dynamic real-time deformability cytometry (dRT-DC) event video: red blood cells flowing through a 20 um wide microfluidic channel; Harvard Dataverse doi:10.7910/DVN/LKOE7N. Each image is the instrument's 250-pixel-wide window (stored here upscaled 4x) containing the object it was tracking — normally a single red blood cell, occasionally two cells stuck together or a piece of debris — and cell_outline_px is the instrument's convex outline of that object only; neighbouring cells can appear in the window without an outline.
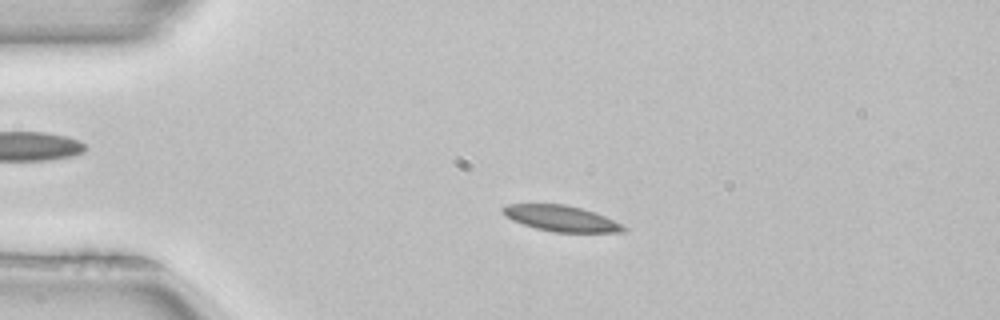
{"species": "common noctule bat (a hibernating species)", "species_latin": "Nyctalus noctula", "temperature_condition": "room temperature", "stored_images_in_passage": 44, "camera_frame_rate_fps": 3000, "um_per_image_px": 0.085, "animal": {"sex": "female", "body_mass_g": 22.7, "forearm_length_mm": 54.2}, "frame": {"image": 1, "passage_image": 4, "time_ms": 1.0, "image_size_px": [1000, 320], "cell_outline_px": [[628, 228], [624, 232], [552, 232], [536, 228], [512, 220], [504, 216], [500, 212], [500, 208], [508, 204], [564, 204], [580, 208], [604, 216], [624, 224]], "centroid_in_image_um": [47.68, 18.57], "position_along_channel_um": 37.3, "area_um2": 18.21}}
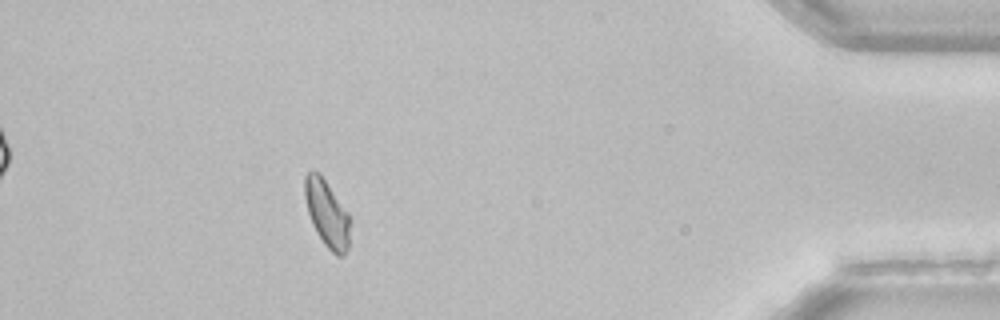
{"frame": {"image": 2, "passage_image": 39, "time_ms": 12.667, "image_size_px": [1000, 320], "cell_outline_px": [[352, 220], [348, 248], [344, 256], [336, 256], [324, 244], [316, 232], [312, 224], [308, 212], [304, 196], [304, 176], [308, 172], [320, 172], [348, 212]], "centroid_in_image_um": [27.82, 18.17], "position_along_channel_um": 407.4, "area_um2": 18.03}, "authors_computed_cell_mechanics": {"area_um2": 18.1492, "velocity_mm_per_s": 3.9444, "shape_relaxation_time_tau1_ms": 6.3241, "shape_relaxation_time_tau2_ms": null, "deformation_change_tau1": 0.1283, "deformation_change_tau2": null}}